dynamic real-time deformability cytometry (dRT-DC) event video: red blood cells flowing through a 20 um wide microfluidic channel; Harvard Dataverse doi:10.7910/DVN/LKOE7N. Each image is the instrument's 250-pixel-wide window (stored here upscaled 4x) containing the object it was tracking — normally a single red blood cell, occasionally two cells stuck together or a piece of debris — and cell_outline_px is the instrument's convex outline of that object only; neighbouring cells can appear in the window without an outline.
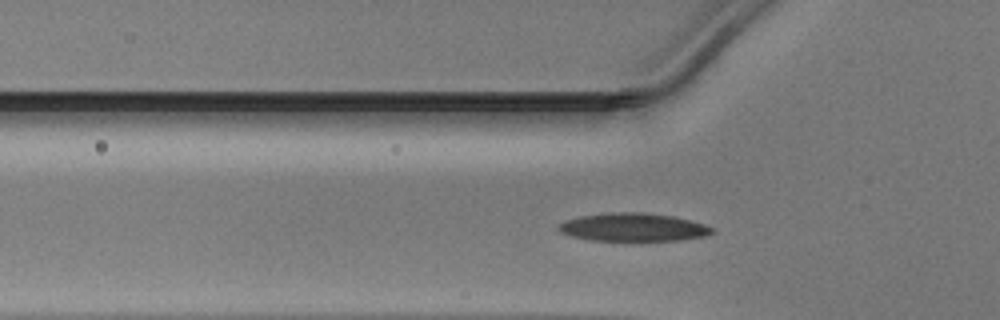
{"species": "Egyptian fruit bat (a non-hibernating species)", "species_latin": "Rousettus aegyptiacus", "temperature_condition": "warm", "stored_images_in_passage": 30, "camera_frame_rate_fps": 3000, "um_per_image_px": 0.085, "animal": {"sex": "male"}, "frame": {"image": 1, "passage_image": 2, "time_ms": 0.333, "image_size_px": [1000, 320], "cell_outline_px": [[712, 232], [704, 236], [680, 240], [592, 240], [572, 236], [560, 232], [556, 228], [556, 224], [564, 220], [580, 216], [604, 212], [644, 212], [672, 216], [704, 224], [712, 228]], "centroid_in_image_um": [53.73, 19.3], "position_along_channel_um": 72.1, "area_um2": 25.09}}
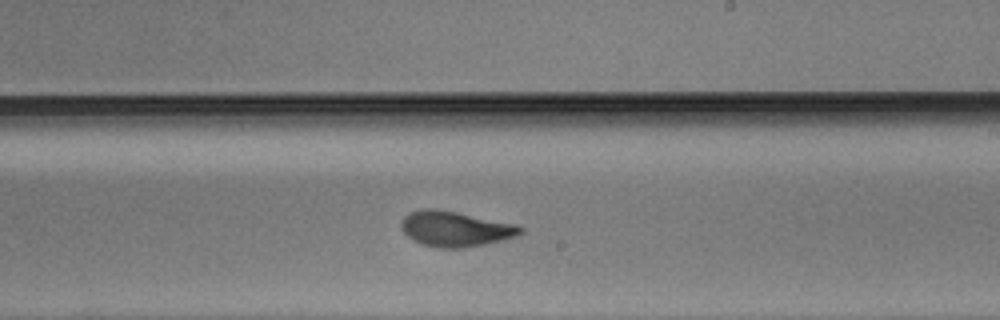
{"frame": {"image": 2, "passage_image": 15, "time_ms": 4.667, "image_size_px": [1000, 320], "cell_outline_px": [[524, 232], [516, 236], [504, 240], [484, 244], [460, 248], [440, 248], [424, 244], [408, 236], [404, 232], [400, 224], [404, 216], [408, 212], [420, 208], [432, 208], [456, 212], [520, 224], [524, 228]], "centroid_in_image_um": [38.75, 19.43], "position_along_channel_um": 250.3, "area_um2": 24.62}}
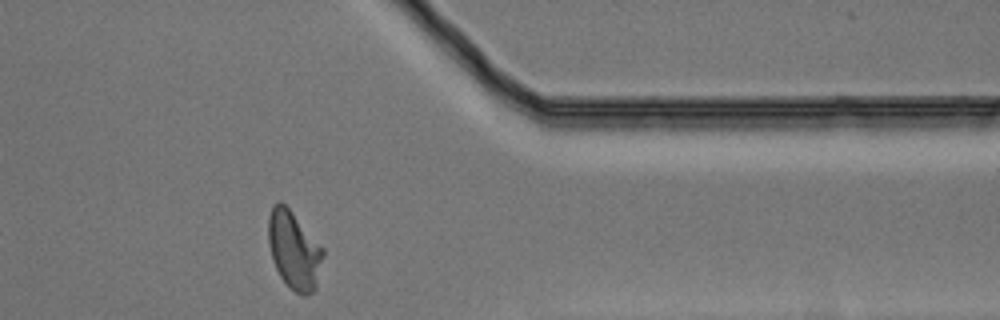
{"frame": {"image": 3, "passage_image": 26, "time_ms": 8.333, "image_size_px": [1000, 320], "cell_outline_px": [[324, 256], [316, 288], [312, 292], [304, 296], [296, 292], [280, 276], [272, 260], [268, 244], [268, 216], [272, 204], [280, 200], [292, 212], [324, 248]], "centroid_in_image_um": [24.99, 21.24], "position_along_channel_um": 386.4, "area_um2": 24.91}}